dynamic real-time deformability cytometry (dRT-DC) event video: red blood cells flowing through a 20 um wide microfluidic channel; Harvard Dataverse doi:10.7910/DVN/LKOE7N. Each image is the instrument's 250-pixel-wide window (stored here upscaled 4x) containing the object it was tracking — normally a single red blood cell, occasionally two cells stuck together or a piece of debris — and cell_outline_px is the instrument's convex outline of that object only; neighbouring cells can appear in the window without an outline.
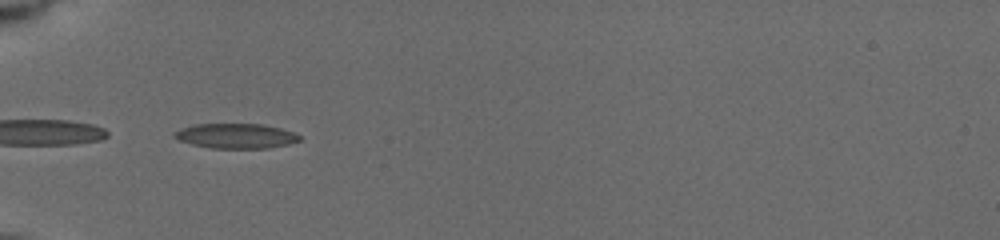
{"species": "common noctule bat (a hibernating species)", "species_latin": "Nyctalus noctula", "temperature_condition": "cold", "stored_images_in_passage": 15, "camera_frame_rate_fps": 3000, "um_per_image_px": 0.085, "animal": {"sex": "female", "body_mass_g": 19.5, "forearm_length_mm": 54.1}, "frame": {"image": 1, "passage_image": 2, "time_ms": 0.333, "image_size_px": [1000, 240], "cell_outline_px": [[300, 140], [288, 144], [268, 148], [212, 148], [192, 144], [180, 140], [172, 136], [172, 132], [180, 128], [196, 124], [264, 124], [280, 128], [292, 132], [300, 136]], "centroid_in_image_um": [20.02, 11.55], "position_along_channel_um": 65.0, "area_um2": 18.09}}
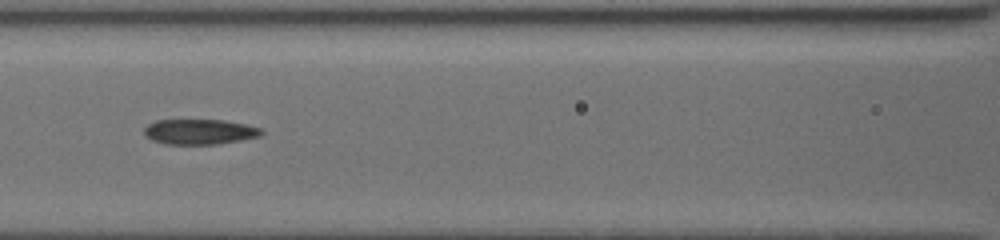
{"frame": {"image": 2, "passage_image": 10, "time_ms": 2.667, "image_size_px": [1000, 240], "cell_outline_px": [[264, 132], [260, 136], [240, 140], [216, 144], [164, 144], [152, 140], [144, 132], [144, 128], [148, 124], [156, 120], [224, 120], [244, 124], [260, 128]], "centroid_in_image_um": [16.96, 11.2], "position_along_channel_um": 149.6, "area_um2": 17.11}}
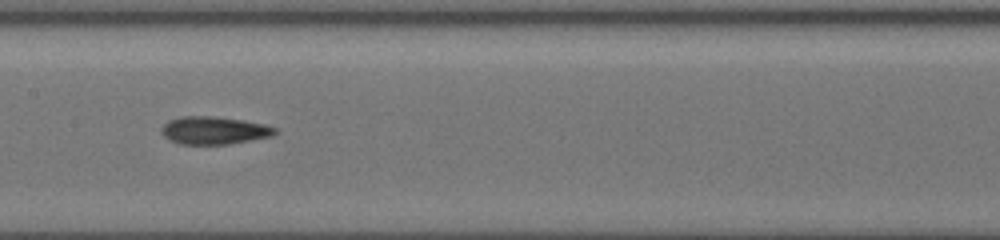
{"frame": {"image": 3, "passage_image": 14, "time_ms": 3.667, "image_size_px": [1000, 240], "cell_outline_px": [[276, 132], [272, 136], [228, 144], [180, 144], [164, 136], [160, 132], [164, 124], [168, 120], [180, 116], [208, 116], [240, 120], [264, 124], [276, 128]], "centroid_in_image_um": [18.16, 11.08], "position_along_channel_um": 189.2, "area_um2": 18.09}}